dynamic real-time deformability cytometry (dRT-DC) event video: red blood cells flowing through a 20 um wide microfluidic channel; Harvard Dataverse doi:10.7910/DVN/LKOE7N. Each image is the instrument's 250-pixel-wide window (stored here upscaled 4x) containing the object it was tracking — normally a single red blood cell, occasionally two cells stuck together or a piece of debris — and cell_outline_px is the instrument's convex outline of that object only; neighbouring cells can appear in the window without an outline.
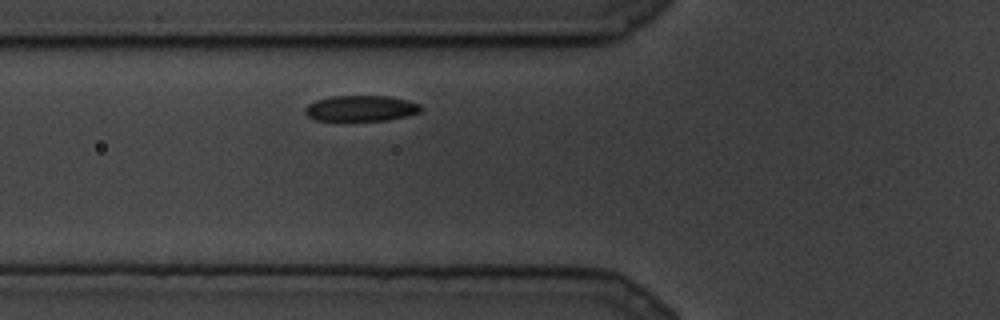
{"species": "common noctule bat (a hibernating species)", "species_latin": "Nyctalus noctula", "temperature_condition": "cold", "stored_images_in_passage": 7, "camera_frame_rate_fps": 3000, "um_per_image_px": 0.085, "animal": {"sex": "male", "body_mass_g": 19.5, "forearm_length_mm": 54.6}, "frame": {"image": 1, "passage_image": 3, "time_ms": 0.667, "image_size_px": [1000, 320], "cell_outline_px": [[424, 108], [420, 112], [404, 116], [384, 120], [316, 120], [308, 116], [304, 112], [304, 108], [308, 104], [316, 100], [332, 96], [388, 96], [408, 100], [420, 104]], "centroid_in_image_um": [30.68, 9.2], "position_along_channel_um": 95.1, "area_um2": 17.28}}
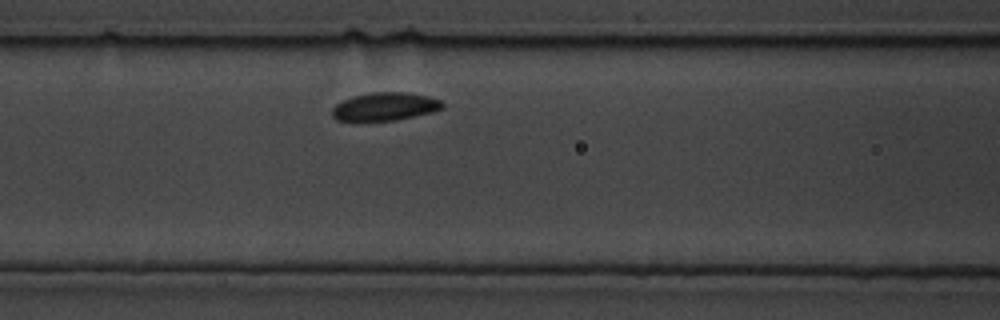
{"frame": {"image": 2, "passage_image": 5, "time_ms": 1.333, "image_size_px": [1000, 320], "cell_outline_px": [[444, 108], [432, 112], [396, 120], [364, 124], [356, 124], [336, 120], [332, 116], [332, 108], [336, 104], [352, 96], [372, 92], [408, 92], [428, 96], [440, 100], [444, 104]], "centroid_in_image_um": [32.64, 9.11], "position_along_channel_um": 134.0, "area_um2": 18.96}}
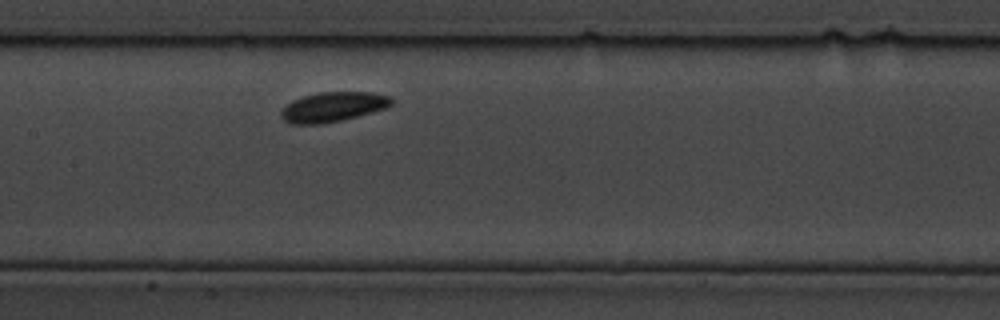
{"frame": {"image": 3, "passage_image": 7, "time_ms": 2.0, "image_size_px": [1000, 320], "cell_outline_px": [[392, 104], [388, 108], [340, 120], [320, 124], [288, 124], [280, 116], [280, 112], [292, 100], [304, 96], [320, 92], [372, 92], [388, 96], [392, 100]], "centroid_in_image_um": [28.29, 9.09], "position_along_channel_um": 179.1, "area_um2": 19.02}}